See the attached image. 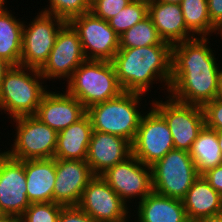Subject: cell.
<instances>
[{"mask_svg":"<svg viewBox=\"0 0 222 222\" xmlns=\"http://www.w3.org/2000/svg\"><path fill=\"white\" fill-rule=\"evenodd\" d=\"M208 13L211 23L217 28H222V0H207Z\"/></svg>","mask_w":222,"mask_h":222,"instance_id":"e575fe53","label":"cell"},{"mask_svg":"<svg viewBox=\"0 0 222 222\" xmlns=\"http://www.w3.org/2000/svg\"><path fill=\"white\" fill-rule=\"evenodd\" d=\"M147 110L131 146L132 155L143 164L151 166L175 148L165 119L151 105Z\"/></svg>","mask_w":222,"mask_h":222,"instance_id":"30bf717a","label":"cell"},{"mask_svg":"<svg viewBox=\"0 0 222 222\" xmlns=\"http://www.w3.org/2000/svg\"><path fill=\"white\" fill-rule=\"evenodd\" d=\"M148 16L161 39L171 46L195 38L185 25L180 4L148 1Z\"/></svg>","mask_w":222,"mask_h":222,"instance_id":"d6986e66","label":"cell"},{"mask_svg":"<svg viewBox=\"0 0 222 222\" xmlns=\"http://www.w3.org/2000/svg\"><path fill=\"white\" fill-rule=\"evenodd\" d=\"M0 222H22L21 216L13 214L0 215Z\"/></svg>","mask_w":222,"mask_h":222,"instance_id":"74e56055","label":"cell"},{"mask_svg":"<svg viewBox=\"0 0 222 222\" xmlns=\"http://www.w3.org/2000/svg\"><path fill=\"white\" fill-rule=\"evenodd\" d=\"M132 155L131 143L119 136L93 130L86 162L94 175L123 162Z\"/></svg>","mask_w":222,"mask_h":222,"instance_id":"ac0fdd59","label":"cell"},{"mask_svg":"<svg viewBox=\"0 0 222 222\" xmlns=\"http://www.w3.org/2000/svg\"><path fill=\"white\" fill-rule=\"evenodd\" d=\"M157 44L169 43L161 39L149 16L119 36V48L146 47Z\"/></svg>","mask_w":222,"mask_h":222,"instance_id":"4316f807","label":"cell"},{"mask_svg":"<svg viewBox=\"0 0 222 222\" xmlns=\"http://www.w3.org/2000/svg\"><path fill=\"white\" fill-rule=\"evenodd\" d=\"M12 121V124L16 123L13 135L15 139L10 150L8 148L3 151L10 157L23 161L54 158L58 135L55 130L35 115L17 117Z\"/></svg>","mask_w":222,"mask_h":222,"instance_id":"8992f818","label":"cell"},{"mask_svg":"<svg viewBox=\"0 0 222 222\" xmlns=\"http://www.w3.org/2000/svg\"><path fill=\"white\" fill-rule=\"evenodd\" d=\"M209 38L195 37L172 46L168 93L172 99L202 107L215 99L222 67Z\"/></svg>","mask_w":222,"mask_h":222,"instance_id":"6da1fadb","label":"cell"},{"mask_svg":"<svg viewBox=\"0 0 222 222\" xmlns=\"http://www.w3.org/2000/svg\"><path fill=\"white\" fill-rule=\"evenodd\" d=\"M62 207L55 202L32 203L21 215L22 222H57Z\"/></svg>","mask_w":222,"mask_h":222,"instance_id":"f546056e","label":"cell"},{"mask_svg":"<svg viewBox=\"0 0 222 222\" xmlns=\"http://www.w3.org/2000/svg\"><path fill=\"white\" fill-rule=\"evenodd\" d=\"M189 155L199 175L221 165L222 152L218 144L217 131L204 126L192 143Z\"/></svg>","mask_w":222,"mask_h":222,"instance_id":"d4e9b609","label":"cell"},{"mask_svg":"<svg viewBox=\"0 0 222 222\" xmlns=\"http://www.w3.org/2000/svg\"><path fill=\"white\" fill-rule=\"evenodd\" d=\"M7 0H0V6L4 3V2H6Z\"/></svg>","mask_w":222,"mask_h":222,"instance_id":"7bdbcfd3","label":"cell"},{"mask_svg":"<svg viewBox=\"0 0 222 222\" xmlns=\"http://www.w3.org/2000/svg\"><path fill=\"white\" fill-rule=\"evenodd\" d=\"M148 1L174 3V4H180L182 2V0H148Z\"/></svg>","mask_w":222,"mask_h":222,"instance_id":"ab89813d","label":"cell"},{"mask_svg":"<svg viewBox=\"0 0 222 222\" xmlns=\"http://www.w3.org/2000/svg\"><path fill=\"white\" fill-rule=\"evenodd\" d=\"M6 3L0 6V57L12 66H19L24 21L14 16Z\"/></svg>","mask_w":222,"mask_h":222,"instance_id":"cb8c5ba5","label":"cell"},{"mask_svg":"<svg viewBox=\"0 0 222 222\" xmlns=\"http://www.w3.org/2000/svg\"><path fill=\"white\" fill-rule=\"evenodd\" d=\"M24 171L29 202H53L56 181L55 158L24 160Z\"/></svg>","mask_w":222,"mask_h":222,"instance_id":"44dd1931","label":"cell"},{"mask_svg":"<svg viewBox=\"0 0 222 222\" xmlns=\"http://www.w3.org/2000/svg\"><path fill=\"white\" fill-rule=\"evenodd\" d=\"M191 222H222V212L210 216L201 217Z\"/></svg>","mask_w":222,"mask_h":222,"instance_id":"d590c367","label":"cell"},{"mask_svg":"<svg viewBox=\"0 0 222 222\" xmlns=\"http://www.w3.org/2000/svg\"><path fill=\"white\" fill-rule=\"evenodd\" d=\"M202 176L222 197V164L206 171Z\"/></svg>","mask_w":222,"mask_h":222,"instance_id":"836d02e7","label":"cell"},{"mask_svg":"<svg viewBox=\"0 0 222 222\" xmlns=\"http://www.w3.org/2000/svg\"><path fill=\"white\" fill-rule=\"evenodd\" d=\"M78 206L96 222H124L133 217L131 208L100 175L89 181Z\"/></svg>","mask_w":222,"mask_h":222,"instance_id":"5bb4252c","label":"cell"},{"mask_svg":"<svg viewBox=\"0 0 222 222\" xmlns=\"http://www.w3.org/2000/svg\"><path fill=\"white\" fill-rule=\"evenodd\" d=\"M164 98L166 101L155 98L145 105H151L165 119L172 134L174 148L189 152L205 126L203 107L178 102L169 95Z\"/></svg>","mask_w":222,"mask_h":222,"instance_id":"ba28073f","label":"cell"},{"mask_svg":"<svg viewBox=\"0 0 222 222\" xmlns=\"http://www.w3.org/2000/svg\"><path fill=\"white\" fill-rule=\"evenodd\" d=\"M24 161L0 150V211L21 216L30 206Z\"/></svg>","mask_w":222,"mask_h":222,"instance_id":"9a60e30c","label":"cell"},{"mask_svg":"<svg viewBox=\"0 0 222 222\" xmlns=\"http://www.w3.org/2000/svg\"><path fill=\"white\" fill-rule=\"evenodd\" d=\"M44 81L39 69L12 66L0 85L1 114L7 113L10 121L17 117L35 115L48 91V85Z\"/></svg>","mask_w":222,"mask_h":222,"instance_id":"3957f363","label":"cell"},{"mask_svg":"<svg viewBox=\"0 0 222 222\" xmlns=\"http://www.w3.org/2000/svg\"><path fill=\"white\" fill-rule=\"evenodd\" d=\"M56 181L53 202L78 206L83 190L95 176L86 160L55 159Z\"/></svg>","mask_w":222,"mask_h":222,"instance_id":"2e32d148","label":"cell"},{"mask_svg":"<svg viewBox=\"0 0 222 222\" xmlns=\"http://www.w3.org/2000/svg\"><path fill=\"white\" fill-rule=\"evenodd\" d=\"M12 67L10 63H8L6 60H4L2 57H0V85L2 80L4 79V76L6 72Z\"/></svg>","mask_w":222,"mask_h":222,"instance_id":"8d00e7d4","label":"cell"},{"mask_svg":"<svg viewBox=\"0 0 222 222\" xmlns=\"http://www.w3.org/2000/svg\"><path fill=\"white\" fill-rule=\"evenodd\" d=\"M57 222H96L79 206H63Z\"/></svg>","mask_w":222,"mask_h":222,"instance_id":"d6a6232c","label":"cell"},{"mask_svg":"<svg viewBox=\"0 0 222 222\" xmlns=\"http://www.w3.org/2000/svg\"><path fill=\"white\" fill-rule=\"evenodd\" d=\"M218 144L222 152V131H217Z\"/></svg>","mask_w":222,"mask_h":222,"instance_id":"60d3db41","label":"cell"},{"mask_svg":"<svg viewBox=\"0 0 222 222\" xmlns=\"http://www.w3.org/2000/svg\"><path fill=\"white\" fill-rule=\"evenodd\" d=\"M171 61L172 46L157 44L146 47L119 48L111 62L123 91L146 95L149 90L151 93V88L155 83H162V87L166 90L164 93H169Z\"/></svg>","mask_w":222,"mask_h":222,"instance_id":"7a4b0ae2","label":"cell"},{"mask_svg":"<svg viewBox=\"0 0 222 222\" xmlns=\"http://www.w3.org/2000/svg\"><path fill=\"white\" fill-rule=\"evenodd\" d=\"M215 99L222 101V69H221V72H220L219 78H218V90H217V95H216Z\"/></svg>","mask_w":222,"mask_h":222,"instance_id":"f35d334b","label":"cell"},{"mask_svg":"<svg viewBox=\"0 0 222 222\" xmlns=\"http://www.w3.org/2000/svg\"><path fill=\"white\" fill-rule=\"evenodd\" d=\"M205 126L215 131H222V101L214 99L203 106Z\"/></svg>","mask_w":222,"mask_h":222,"instance_id":"1f68e13d","label":"cell"},{"mask_svg":"<svg viewBox=\"0 0 222 222\" xmlns=\"http://www.w3.org/2000/svg\"><path fill=\"white\" fill-rule=\"evenodd\" d=\"M180 7L185 25L195 37H210L217 32L210 21L207 0H182Z\"/></svg>","mask_w":222,"mask_h":222,"instance_id":"484cf974","label":"cell"},{"mask_svg":"<svg viewBox=\"0 0 222 222\" xmlns=\"http://www.w3.org/2000/svg\"><path fill=\"white\" fill-rule=\"evenodd\" d=\"M137 204L134 222H190L180 199L152 191Z\"/></svg>","mask_w":222,"mask_h":222,"instance_id":"ffe728a7","label":"cell"},{"mask_svg":"<svg viewBox=\"0 0 222 222\" xmlns=\"http://www.w3.org/2000/svg\"><path fill=\"white\" fill-rule=\"evenodd\" d=\"M144 95L123 91L113 99L90 106L87 114L91 119L93 130L122 137L132 144L141 118L147 109L141 108L143 106L141 101L144 100L142 98L147 96Z\"/></svg>","mask_w":222,"mask_h":222,"instance_id":"277c9868","label":"cell"},{"mask_svg":"<svg viewBox=\"0 0 222 222\" xmlns=\"http://www.w3.org/2000/svg\"><path fill=\"white\" fill-rule=\"evenodd\" d=\"M93 132L92 122L86 113L68 128L58 132L55 159L86 160Z\"/></svg>","mask_w":222,"mask_h":222,"instance_id":"7402d4cb","label":"cell"},{"mask_svg":"<svg viewBox=\"0 0 222 222\" xmlns=\"http://www.w3.org/2000/svg\"><path fill=\"white\" fill-rule=\"evenodd\" d=\"M100 176L130 208L132 199L136 198L134 203L137 205V200L140 202L153 191L151 166L143 164L134 155Z\"/></svg>","mask_w":222,"mask_h":222,"instance_id":"8fae6325","label":"cell"},{"mask_svg":"<svg viewBox=\"0 0 222 222\" xmlns=\"http://www.w3.org/2000/svg\"><path fill=\"white\" fill-rule=\"evenodd\" d=\"M148 16V0H132L117 15L108 20L110 27L120 36Z\"/></svg>","mask_w":222,"mask_h":222,"instance_id":"83f0119b","label":"cell"},{"mask_svg":"<svg viewBox=\"0 0 222 222\" xmlns=\"http://www.w3.org/2000/svg\"><path fill=\"white\" fill-rule=\"evenodd\" d=\"M153 191L182 200L200 176L189 152L173 149L151 165Z\"/></svg>","mask_w":222,"mask_h":222,"instance_id":"52a82bcc","label":"cell"},{"mask_svg":"<svg viewBox=\"0 0 222 222\" xmlns=\"http://www.w3.org/2000/svg\"><path fill=\"white\" fill-rule=\"evenodd\" d=\"M189 221L222 212V197L200 175L182 199Z\"/></svg>","mask_w":222,"mask_h":222,"instance_id":"603a6c76","label":"cell"},{"mask_svg":"<svg viewBox=\"0 0 222 222\" xmlns=\"http://www.w3.org/2000/svg\"><path fill=\"white\" fill-rule=\"evenodd\" d=\"M29 22L24 20L20 65L40 69L54 47L58 32L67 22L44 12L37 13Z\"/></svg>","mask_w":222,"mask_h":222,"instance_id":"9c48e42d","label":"cell"},{"mask_svg":"<svg viewBox=\"0 0 222 222\" xmlns=\"http://www.w3.org/2000/svg\"><path fill=\"white\" fill-rule=\"evenodd\" d=\"M87 58L84 54L78 33L67 22L58 32L54 47L47 61L39 69L45 83L47 80H66Z\"/></svg>","mask_w":222,"mask_h":222,"instance_id":"4fadbf2b","label":"cell"},{"mask_svg":"<svg viewBox=\"0 0 222 222\" xmlns=\"http://www.w3.org/2000/svg\"><path fill=\"white\" fill-rule=\"evenodd\" d=\"M65 90L76 97L86 109L119 96L120 86L111 61L86 60L67 81Z\"/></svg>","mask_w":222,"mask_h":222,"instance_id":"5b68a950","label":"cell"},{"mask_svg":"<svg viewBox=\"0 0 222 222\" xmlns=\"http://www.w3.org/2000/svg\"><path fill=\"white\" fill-rule=\"evenodd\" d=\"M131 1L132 0H93L90 2V12L98 18L108 21Z\"/></svg>","mask_w":222,"mask_h":222,"instance_id":"4dcf8cb0","label":"cell"},{"mask_svg":"<svg viewBox=\"0 0 222 222\" xmlns=\"http://www.w3.org/2000/svg\"><path fill=\"white\" fill-rule=\"evenodd\" d=\"M217 32L215 33L216 37H217V34H219V36L221 37L220 39L222 40V28L218 29Z\"/></svg>","mask_w":222,"mask_h":222,"instance_id":"b9f144b4","label":"cell"},{"mask_svg":"<svg viewBox=\"0 0 222 222\" xmlns=\"http://www.w3.org/2000/svg\"><path fill=\"white\" fill-rule=\"evenodd\" d=\"M49 5L40 10L69 22L72 18L90 12L89 0H48Z\"/></svg>","mask_w":222,"mask_h":222,"instance_id":"f1b7e54d","label":"cell"},{"mask_svg":"<svg viewBox=\"0 0 222 222\" xmlns=\"http://www.w3.org/2000/svg\"><path fill=\"white\" fill-rule=\"evenodd\" d=\"M62 92L49 89L43 96L35 114L57 133L68 128L87 113V109L76 97L70 95L66 90H62Z\"/></svg>","mask_w":222,"mask_h":222,"instance_id":"e0dca14e","label":"cell"},{"mask_svg":"<svg viewBox=\"0 0 222 222\" xmlns=\"http://www.w3.org/2000/svg\"><path fill=\"white\" fill-rule=\"evenodd\" d=\"M68 23L78 33L87 60H113L119 50V36L108 21L88 12L72 18Z\"/></svg>","mask_w":222,"mask_h":222,"instance_id":"7c38bea8","label":"cell"}]
</instances>
